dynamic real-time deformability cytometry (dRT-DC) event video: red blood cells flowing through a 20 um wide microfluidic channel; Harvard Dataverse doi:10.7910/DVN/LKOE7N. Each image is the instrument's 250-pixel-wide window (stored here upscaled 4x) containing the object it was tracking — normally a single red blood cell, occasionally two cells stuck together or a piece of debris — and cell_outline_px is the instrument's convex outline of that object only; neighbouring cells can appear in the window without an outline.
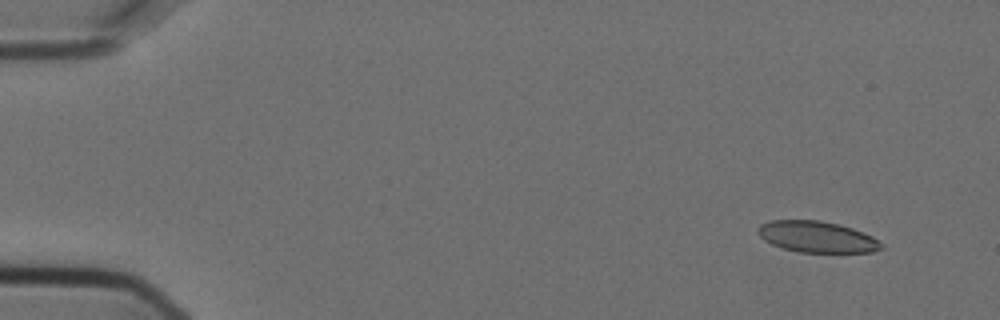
{"species": "Egyptian fruit bat (a non-hibernating species)", "species_latin": "Rousettus aegyptiacus", "temperature_condition": "cold", "stored_images_in_passage": 5, "camera_frame_rate_fps": 3000, "um_per_image_px": 0.085, "animal": {"sex": "female"}, "frame": {"image": 1, "passage_image": 1, "time_ms": 0.0, "image_size_px": [1000, 320], "cell_outline_px": [[884, 248], [872, 252], [800, 252], [784, 248], [772, 244], [764, 240], [756, 232], [756, 228], [760, 224], [768, 220], [820, 220], [852, 228], [872, 236], [884, 244]], "centroid_in_image_um": [69.42, 20.12], "position_along_channel_um": 15.6, "area_um2": 22.48}}
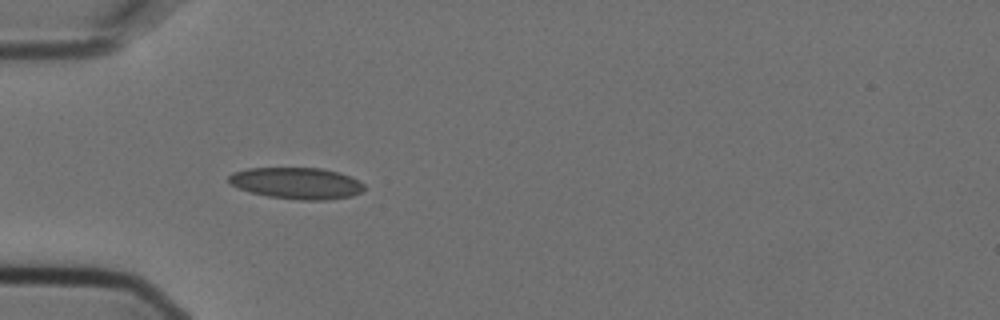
{"frame": {"image": 2, "passage_image": 4, "time_ms": 1.0, "image_size_px": [1000, 320], "cell_outline_px": [[364, 188], [360, 192], [352, 196], [328, 200], [300, 200], [268, 196], [252, 192], [240, 188], [232, 184], [228, 180], [228, 176], [232, 172], [248, 168], [320, 168], [340, 172], [364, 184]], "centroid_in_image_um": [25.22, 15.57], "position_along_channel_um": 59.8, "area_um2": 24.68}}
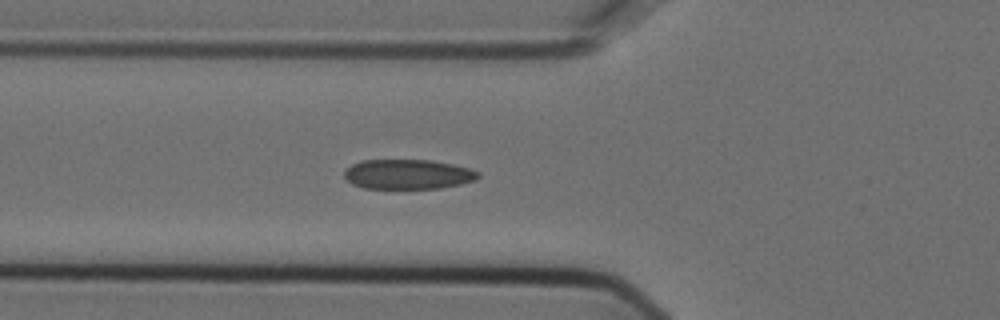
{"frame": {"image": 3, "passage_image": 5, "time_ms": 1.333, "image_size_px": [1000, 320], "cell_outline_px": [[480, 176], [476, 180], [460, 184], [440, 188], [364, 188], [352, 184], [344, 176], [344, 172], [352, 164], [360, 160], [432, 160], [452, 164], [468, 168], [480, 172]], "centroid_in_image_um": [34.68, 14.81], "position_along_channel_um": 91.1, "area_um2": 23.18}}